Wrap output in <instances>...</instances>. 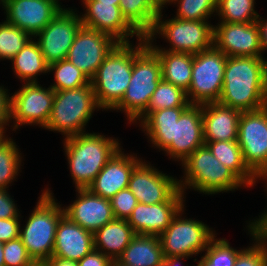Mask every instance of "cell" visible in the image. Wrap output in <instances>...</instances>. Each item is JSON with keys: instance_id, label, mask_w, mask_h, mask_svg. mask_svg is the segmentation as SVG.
<instances>
[{"instance_id": "obj_54", "label": "cell", "mask_w": 267, "mask_h": 266, "mask_svg": "<svg viewBox=\"0 0 267 266\" xmlns=\"http://www.w3.org/2000/svg\"><path fill=\"white\" fill-rule=\"evenodd\" d=\"M6 130L0 129V145L8 138L4 135Z\"/></svg>"}, {"instance_id": "obj_9", "label": "cell", "mask_w": 267, "mask_h": 266, "mask_svg": "<svg viewBox=\"0 0 267 266\" xmlns=\"http://www.w3.org/2000/svg\"><path fill=\"white\" fill-rule=\"evenodd\" d=\"M162 10L156 19L153 30L146 39L147 45L153 51H169L197 54L213 46L214 25L207 21L182 20L177 18L162 20ZM170 43L168 50L152 44L155 35Z\"/></svg>"}, {"instance_id": "obj_22", "label": "cell", "mask_w": 267, "mask_h": 266, "mask_svg": "<svg viewBox=\"0 0 267 266\" xmlns=\"http://www.w3.org/2000/svg\"><path fill=\"white\" fill-rule=\"evenodd\" d=\"M141 160L134 154H125L120 148L95 177L88 189L95 195L111 199L120 190L128 188L130 175Z\"/></svg>"}, {"instance_id": "obj_51", "label": "cell", "mask_w": 267, "mask_h": 266, "mask_svg": "<svg viewBox=\"0 0 267 266\" xmlns=\"http://www.w3.org/2000/svg\"><path fill=\"white\" fill-rule=\"evenodd\" d=\"M3 248H4V242L0 241V266H5Z\"/></svg>"}, {"instance_id": "obj_40", "label": "cell", "mask_w": 267, "mask_h": 266, "mask_svg": "<svg viewBox=\"0 0 267 266\" xmlns=\"http://www.w3.org/2000/svg\"><path fill=\"white\" fill-rule=\"evenodd\" d=\"M112 211L115 219L127 220L138 203L137 198L128 189L120 190L111 199Z\"/></svg>"}, {"instance_id": "obj_31", "label": "cell", "mask_w": 267, "mask_h": 266, "mask_svg": "<svg viewBox=\"0 0 267 266\" xmlns=\"http://www.w3.org/2000/svg\"><path fill=\"white\" fill-rule=\"evenodd\" d=\"M191 104L188 101L186 92L161 79L153 92L150 103L146 111L137 119L141 123L152 111L175 108V107H189Z\"/></svg>"}, {"instance_id": "obj_10", "label": "cell", "mask_w": 267, "mask_h": 266, "mask_svg": "<svg viewBox=\"0 0 267 266\" xmlns=\"http://www.w3.org/2000/svg\"><path fill=\"white\" fill-rule=\"evenodd\" d=\"M227 56L214 45L194 54L191 83L186 92L190 104L218 102L224 80Z\"/></svg>"}, {"instance_id": "obj_11", "label": "cell", "mask_w": 267, "mask_h": 266, "mask_svg": "<svg viewBox=\"0 0 267 266\" xmlns=\"http://www.w3.org/2000/svg\"><path fill=\"white\" fill-rule=\"evenodd\" d=\"M184 207L179 210L168 228L159 235L164 258L187 256L203 252L216 237L215 231L202 221L182 218Z\"/></svg>"}, {"instance_id": "obj_15", "label": "cell", "mask_w": 267, "mask_h": 266, "mask_svg": "<svg viewBox=\"0 0 267 266\" xmlns=\"http://www.w3.org/2000/svg\"><path fill=\"white\" fill-rule=\"evenodd\" d=\"M238 144L245 164L255 175L267 166V117L261 108L240 114Z\"/></svg>"}, {"instance_id": "obj_29", "label": "cell", "mask_w": 267, "mask_h": 266, "mask_svg": "<svg viewBox=\"0 0 267 266\" xmlns=\"http://www.w3.org/2000/svg\"><path fill=\"white\" fill-rule=\"evenodd\" d=\"M10 61L15 75L24 83L37 82L38 74L49 72V65L43 57L38 42L34 39H31Z\"/></svg>"}, {"instance_id": "obj_19", "label": "cell", "mask_w": 267, "mask_h": 266, "mask_svg": "<svg viewBox=\"0 0 267 266\" xmlns=\"http://www.w3.org/2000/svg\"><path fill=\"white\" fill-rule=\"evenodd\" d=\"M85 13L81 16L82 25L109 34L119 43H129L134 35L137 41L142 36L123 17L119 4L100 3L96 0H82ZM129 37V38H128Z\"/></svg>"}, {"instance_id": "obj_49", "label": "cell", "mask_w": 267, "mask_h": 266, "mask_svg": "<svg viewBox=\"0 0 267 266\" xmlns=\"http://www.w3.org/2000/svg\"><path fill=\"white\" fill-rule=\"evenodd\" d=\"M154 5L159 9L162 10L164 8V5H167L168 3H172L174 0H151Z\"/></svg>"}, {"instance_id": "obj_38", "label": "cell", "mask_w": 267, "mask_h": 266, "mask_svg": "<svg viewBox=\"0 0 267 266\" xmlns=\"http://www.w3.org/2000/svg\"><path fill=\"white\" fill-rule=\"evenodd\" d=\"M248 231L255 243L238 253L234 266H267V244L255 236L251 229L248 228Z\"/></svg>"}, {"instance_id": "obj_6", "label": "cell", "mask_w": 267, "mask_h": 266, "mask_svg": "<svg viewBox=\"0 0 267 266\" xmlns=\"http://www.w3.org/2000/svg\"><path fill=\"white\" fill-rule=\"evenodd\" d=\"M184 179L178 180L179 189H194L204 194L235 191L246 184L229 168L225 167L204 144L182 163ZM188 187V188H187Z\"/></svg>"}, {"instance_id": "obj_35", "label": "cell", "mask_w": 267, "mask_h": 266, "mask_svg": "<svg viewBox=\"0 0 267 266\" xmlns=\"http://www.w3.org/2000/svg\"><path fill=\"white\" fill-rule=\"evenodd\" d=\"M32 38L6 20L0 23V60H11Z\"/></svg>"}, {"instance_id": "obj_36", "label": "cell", "mask_w": 267, "mask_h": 266, "mask_svg": "<svg viewBox=\"0 0 267 266\" xmlns=\"http://www.w3.org/2000/svg\"><path fill=\"white\" fill-rule=\"evenodd\" d=\"M230 247L225 238L215 239L209 242L204 250L205 254L197 261V266H234L238 253L241 251Z\"/></svg>"}, {"instance_id": "obj_52", "label": "cell", "mask_w": 267, "mask_h": 266, "mask_svg": "<svg viewBox=\"0 0 267 266\" xmlns=\"http://www.w3.org/2000/svg\"><path fill=\"white\" fill-rule=\"evenodd\" d=\"M261 109H262V111L264 112V114L267 117V92H266L265 97L263 99V102H262V105H261Z\"/></svg>"}, {"instance_id": "obj_1", "label": "cell", "mask_w": 267, "mask_h": 266, "mask_svg": "<svg viewBox=\"0 0 267 266\" xmlns=\"http://www.w3.org/2000/svg\"><path fill=\"white\" fill-rule=\"evenodd\" d=\"M140 125L154 147L181 163L205 144L202 104L152 111Z\"/></svg>"}, {"instance_id": "obj_50", "label": "cell", "mask_w": 267, "mask_h": 266, "mask_svg": "<svg viewBox=\"0 0 267 266\" xmlns=\"http://www.w3.org/2000/svg\"><path fill=\"white\" fill-rule=\"evenodd\" d=\"M265 179L266 180V182H267V166L266 167H264L257 175H256V181L258 180V179ZM267 184V183H266ZM266 189H267V186H266Z\"/></svg>"}, {"instance_id": "obj_37", "label": "cell", "mask_w": 267, "mask_h": 266, "mask_svg": "<svg viewBox=\"0 0 267 266\" xmlns=\"http://www.w3.org/2000/svg\"><path fill=\"white\" fill-rule=\"evenodd\" d=\"M178 3L175 18L182 20L208 21L217 13V0H174Z\"/></svg>"}, {"instance_id": "obj_16", "label": "cell", "mask_w": 267, "mask_h": 266, "mask_svg": "<svg viewBox=\"0 0 267 266\" xmlns=\"http://www.w3.org/2000/svg\"><path fill=\"white\" fill-rule=\"evenodd\" d=\"M128 189L144 204L168 201L178 190V179L160 172L151 164L141 161L133 169Z\"/></svg>"}, {"instance_id": "obj_18", "label": "cell", "mask_w": 267, "mask_h": 266, "mask_svg": "<svg viewBox=\"0 0 267 266\" xmlns=\"http://www.w3.org/2000/svg\"><path fill=\"white\" fill-rule=\"evenodd\" d=\"M184 193L179 189L168 201L158 204L138 202L127 219L128 224L138 235L162 234L171 221L184 207Z\"/></svg>"}, {"instance_id": "obj_14", "label": "cell", "mask_w": 267, "mask_h": 266, "mask_svg": "<svg viewBox=\"0 0 267 266\" xmlns=\"http://www.w3.org/2000/svg\"><path fill=\"white\" fill-rule=\"evenodd\" d=\"M118 43L109 34L82 25L66 59L91 80L106 56Z\"/></svg>"}, {"instance_id": "obj_44", "label": "cell", "mask_w": 267, "mask_h": 266, "mask_svg": "<svg viewBox=\"0 0 267 266\" xmlns=\"http://www.w3.org/2000/svg\"><path fill=\"white\" fill-rule=\"evenodd\" d=\"M10 95L8 89L0 86V129H6L10 123Z\"/></svg>"}, {"instance_id": "obj_48", "label": "cell", "mask_w": 267, "mask_h": 266, "mask_svg": "<svg viewBox=\"0 0 267 266\" xmlns=\"http://www.w3.org/2000/svg\"><path fill=\"white\" fill-rule=\"evenodd\" d=\"M185 258H189L187 256H171L168 258H164V263L162 266H178L182 265L181 260H186Z\"/></svg>"}, {"instance_id": "obj_28", "label": "cell", "mask_w": 267, "mask_h": 266, "mask_svg": "<svg viewBox=\"0 0 267 266\" xmlns=\"http://www.w3.org/2000/svg\"><path fill=\"white\" fill-rule=\"evenodd\" d=\"M212 154L227 168L232 170L248 187L256 184V175L243 160L241 148L236 141L204 142Z\"/></svg>"}, {"instance_id": "obj_32", "label": "cell", "mask_w": 267, "mask_h": 266, "mask_svg": "<svg viewBox=\"0 0 267 266\" xmlns=\"http://www.w3.org/2000/svg\"><path fill=\"white\" fill-rule=\"evenodd\" d=\"M255 0H217V15L225 23L256 22Z\"/></svg>"}, {"instance_id": "obj_13", "label": "cell", "mask_w": 267, "mask_h": 266, "mask_svg": "<svg viewBox=\"0 0 267 266\" xmlns=\"http://www.w3.org/2000/svg\"><path fill=\"white\" fill-rule=\"evenodd\" d=\"M73 9L60 10L35 37L48 65L66 59L74 38L82 26L80 14Z\"/></svg>"}, {"instance_id": "obj_39", "label": "cell", "mask_w": 267, "mask_h": 266, "mask_svg": "<svg viewBox=\"0 0 267 266\" xmlns=\"http://www.w3.org/2000/svg\"><path fill=\"white\" fill-rule=\"evenodd\" d=\"M3 252L5 266H37L20 238L4 242Z\"/></svg>"}, {"instance_id": "obj_12", "label": "cell", "mask_w": 267, "mask_h": 266, "mask_svg": "<svg viewBox=\"0 0 267 266\" xmlns=\"http://www.w3.org/2000/svg\"><path fill=\"white\" fill-rule=\"evenodd\" d=\"M54 90L44 88L38 82L25 83L10 97V120L13 131L19 126L38 125L45 128L52 110Z\"/></svg>"}, {"instance_id": "obj_20", "label": "cell", "mask_w": 267, "mask_h": 266, "mask_svg": "<svg viewBox=\"0 0 267 266\" xmlns=\"http://www.w3.org/2000/svg\"><path fill=\"white\" fill-rule=\"evenodd\" d=\"M0 4L6 21L34 38L61 10L49 0H0Z\"/></svg>"}, {"instance_id": "obj_43", "label": "cell", "mask_w": 267, "mask_h": 266, "mask_svg": "<svg viewBox=\"0 0 267 266\" xmlns=\"http://www.w3.org/2000/svg\"><path fill=\"white\" fill-rule=\"evenodd\" d=\"M111 259L101 251L93 249L77 262L78 266H110Z\"/></svg>"}, {"instance_id": "obj_7", "label": "cell", "mask_w": 267, "mask_h": 266, "mask_svg": "<svg viewBox=\"0 0 267 266\" xmlns=\"http://www.w3.org/2000/svg\"><path fill=\"white\" fill-rule=\"evenodd\" d=\"M118 43L90 80L97 105L112 110L123 98L133 70L134 45Z\"/></svg>"}, {"instance_id": "obj_41", "label": "cell", "mask_w": 267, "mask_h": 266, "mask_svg": "<svg viewBox=\"0 0 267 266\" xmlns=\"http://www.w3.org/2000/svg\"><path fill=\"white\" fill-rule=\"evenodd\" d=\"M7 191L8 189H0V219L20 218L17 204Z\"/></svg>"}, {"instance_id": "obj_46", "label": "cell", "mask_w": 267, "mask_h": 266, "mask_svg": "<svg viewBox=\"0 0 267 266\" xmlns=\"http://www.w3.org/2000/svg\"><path fill=\"white\" fill-rule=\"evenodd\" d=\"M259 33H260V42L262 46V54L265 53L264 51L267 49V19H261V16L258 17L256 21Z\"/></svg>"}, {"instance_id": "obj_8", "label": "cell", "mask_w": 267, "mask_h": 266, "mask_svg": "<svg viewBox=\"0 0 267 266\" xmlns=\"http://www.w3.org/2000/svg\"><path fill=\"white\" fill-rule=\"evenodd\" d=\"M96 108L100 109L91 82L75 89L54 91L52 110L44 129L61 132L65 138L85 133Z\"/></svg>"}, {"instance_id": "obj_23", "label": "cell", "mask_w": 267, "mask_h": 266, "mask_svg": "<svg viewBox=\"0 0 267 266\" xmlns=\"http://www.w3.org/2000/svg\"><path fill=\"white\" fill-rule=\"evenodd\" d=\"M242 112L220 104H202L204 142L238 140L239 119Z\"/></svg>"}, {"instance_id": "obj_2", "label": "cell", "mask_w": 267, "mask_h": 266, "mask_svg": "<svg viewBox=\"0 0 267 266\" xmlns=\"http://www.w3.org/2000/svg\"><path fill=\"white\" fill-rule=\"evenodd\" d=\"M267 92V59L227 57L219 103L244 111L261 108Z\"/></svg>"}, {"instance_id": "obj_33", "label": "cell", "mask_w": 267, "mask_h": 266, "mask_svg": "<svg viewBox=\"0 0 267 266\" xmlns=\"http://www.w3.org/2000/svg\"><path fill=\"white\" fill-rule=\"evenodd\" d=\"M48 71L55 72V82L50 85L54 91L75 89L90 83V79L67 59L50 64Z\"/></svg>"}, {"instance_id": "obj_30", "label": "cell", "mask_w": 267, "mask_h": 266, "mask_svg": "<svg viewBox=\"0 0 267 266\" xmlns=\"http://www.w3.org/2000/svg\"><path fill=\"white\" fill-rule=\"evenodd\" d=\"M119 8L126 21L142 36L153 30L160 10L151 0H119Z\"/></svg>"}, {"instance_id": "obj_42", "label": "cell", "mask_w": 267, "mask_h": 266, "mask_svg": "<svg viewBox=\"0 0 267 266\" xmlns=\"http://www.w3.org/2000/svg\"><path fill=\"white\" fill-rule=\"evenodd\" d=\"M20 218L0 219V241L8 242L19 238Z\"/></svg>"}, {"instance_id": "obj_5", "label": "cell", "mask_w": 267, "mask_h": 266, "mask_svg": "<svg viewBox=\"0 0 267 266\" xmlns=\"http://www.w3.org/2000/svg\"><path fill=\"white\" fill-rule=\"evenodd\" d=\"M38 198L25 226H20L19 238L32 260L42 265L52 257L57 226L65 214L50 189L46 188Z\"/></svg>"}, {"instance_id": "obj_21", "label": "cell", "mask_w": 267, "mask_h": 266, "mask_svg": "<svg viewBox=\"0 0 267 266\" xmlns=\"http://www.w3.org/2000/svg\"><path fill=\"white\" fill-rule=\"evenodd\" d=\"M76 200L64 209V214L83 229L95 232L115 219L110 199L93 194L88 188L77 189Z\"/></svg>"}, {"instance_id": "obj_27", "label": "cell", "mask_w": 267, "mask_h": 266, "mask_svg": "<svg viewBox=\"0 0 267 266\" xmlns=\"http://www.w3.org/2000/svg\"><path fill=\"white\" fill-rule=\"evenodd\" d=\"M161 62L162 79L185 92L191 83L194 54L169 51H154Z\"/></svg>"}, {"instance_id": "obj_4", "label": "cell", "mask_w": 267, "mask_h": 266, "mask_svg": "<svg viewBox=\"0 0 267 266\" xmlns=\"http://www.w3.org/2000/svg\"><path fill=\"white\" fill-rule=\"evenodd\" d=\"M134 46L133 70L130 84L122 100L112 109L125 112L129 124L146 111L153 92L162 79L158 55L147 45L145 37Z\"/></svg>"}, {"instance_id": "obj_26", "label": "cell", "mask_w": 267, "mask_h": 266, "mask_svg": "<svg viewBox=\"0 0 267 266\" xmlns=\"http://www.w3.org/2000/svg\"><path fill=\"white\" fill-rule=\"evenodd\" d=\"M117 260L126 266H162L164 256L159 236L136 234Z\"/></svg>"}, {"instance_id": "obj_3", "label": "cell", "mask_w": 267, "mask_h": 266, "mask_svg": "<svg viewBox=\"0 0 267 266\" xmlns=\"http://www.w3.org/2000/svg\"><path fill=\"white\" fill-rule=\"evenodd\" d=\"M64 140V150L75 189H87L121 147L118 139L94 132L77 134Z\"/></svg>"}, {"instance_id": "obj_24", "label": "cell", "mask_w": 267, "mask_h": 266, "mask_svg": "<svg viewBox=\"0 0 267 266\" xmlns=\"http://www.w3.org/2000/svg\"><path fill=\"white\" fill-rule=\"evenodd\" d=\"M93 249V232L64 215L57 226L52 257L78 262Z\"/></svg>"}, {"instance_id": "obj_47", "label": "cell", "mask_w": 267, "mask_h": 266, "mask_svg": "<svg viewBox=\"0 0 267 266\" xmlns=\"http://www.w3.org/2000/svg\"><path fill=\"white\" fill-rule=\"evenodd\" d=\"M42 266H78L77 262L72 260H65L59 257H51L46 260Z\"/></svg>"}, {"instance_id": "obj_56", "label": "cell", "mask_w": 267, "mask_h": 266, "mask_svg": "<svg viewBox=\"0 0 267 266\" xmlns=\"http://www.w3.org/2000/svg\"><path fill=\"white\" fill-rule=\"evenodd\" d=\"M49 1H52L56 6H58L61 10H65V8H62L60 3H59V0H49Z\"/></svg>"}, {"instance_id": "obj_17", "label": "cell", "mask_w": 267, "mask_h": 266, "mask_svg": "<svg viewBox=\"0 0 267 266\" xmlns=\"http://www.w3.org/2000/svg\"><path fill=\"white\" fill-rule=\"evenodd\" d=\"M219 23L214 26L213 45L227 57H263L256 22Z\"/></svg>"}, {"instance_id": "obj_25", "label": "cell", "mask_w": 267, "mask_h": 266, "mask_svg": "<svg viewBox=\"0 0 267 266\" xmlns=\"http://www.w3.org/2000/svg\"><path fill=\"white\" fill-rule=\"evenodd\" d=\"M135 236L127 220L114 219L93 233L94 249L117 260Z\"/></svg>"}, {"instance_id": "obj_53", "label": "cell", "mask_w": 267, "mask_h": 266, "mask_svg": "<svg viewBox=\"0 0 267 266\" xmlns=\"http://www.w3.org/2000/svg\"><path fill=\"white\" fill-rule=\"evenodd\" d=\"M96 1L106 4H119V0H96Z\"/></svg>"}, {"instance_id": "obj_55", "label": "cell", "mask_w": 267, "mask_h": 266, "mask_svg": "<svg viewBox=\"0 0 267 266\" xmlns=\"http://www.w3.org/2000/svg\"><path fill=\"white\" fill-rule=\"evenodd\" d=\"M110 266H126V265L122 264L118 260H112Z\"/></svg>"}, {"instance_id": "obj_45", "label": "cell", "mask_w": 267, "mask_h": 266, "mask_svg": "<svg viewBox=\"0 0 267 266\" xmlns=\"http://www.w3.org/2000/svg\"><path fill=\"white\" fill-rule=\"evenodd\" d=\"M248 224L247 227L251 229L252 233L267 244V210L257 220L255 219Z\"/></svg>"}, {"instance_id": "obj_34", "label": "cell", "mask_w": 267, "mask_h": 266, "mask_svg": "<svg viewBox=\"0 0 267 266\" xmlns=\"http://www.w3.org/2000/svg\"><path fill=\"white\" fill-rule=\"evenodd\" d=\"M12 138H7L0 145V189H6L20 171L21 153Z\"/></svg>"}]
</instances>
